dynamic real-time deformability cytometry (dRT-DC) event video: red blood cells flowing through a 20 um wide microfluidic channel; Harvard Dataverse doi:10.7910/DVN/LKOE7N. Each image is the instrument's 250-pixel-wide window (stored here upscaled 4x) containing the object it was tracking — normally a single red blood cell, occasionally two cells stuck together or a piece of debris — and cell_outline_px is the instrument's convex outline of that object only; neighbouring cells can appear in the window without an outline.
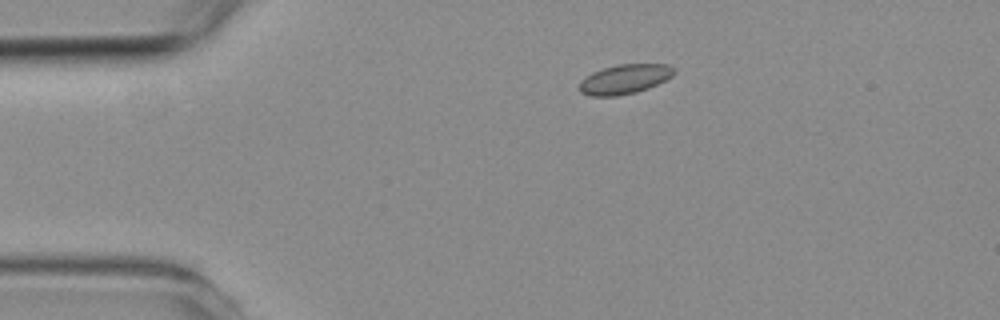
{"species": "common noctule bat (a hibernating species)", "species_latin": "Nyctalus noctula", "temperature_condition": "room temperature", "stored_images_in_passage": 4, "camera_frame_rate_fps": 3000, "um_per_image_px": 0.085, "animal": {"sex": "female", "body_mass_g": 19.3, "forearm_length_mm": 54.1}, "frame": {"image": 1, "passage_image": 4, "time_ms": 3.333, "image_size_px": [1000, 320], "cell_outline_px": [[676, 72], [672, 76], [648, 88], [636, 92], [616, 96], [592, 96], [580, 92], [580, 80], [592, 72], [616, 64], [668, 64], [676, 68]], "centroid_in_image_um": [53.1, 6.71], "position_along_channel_um": 31.9, "area_um2": 16.3}}